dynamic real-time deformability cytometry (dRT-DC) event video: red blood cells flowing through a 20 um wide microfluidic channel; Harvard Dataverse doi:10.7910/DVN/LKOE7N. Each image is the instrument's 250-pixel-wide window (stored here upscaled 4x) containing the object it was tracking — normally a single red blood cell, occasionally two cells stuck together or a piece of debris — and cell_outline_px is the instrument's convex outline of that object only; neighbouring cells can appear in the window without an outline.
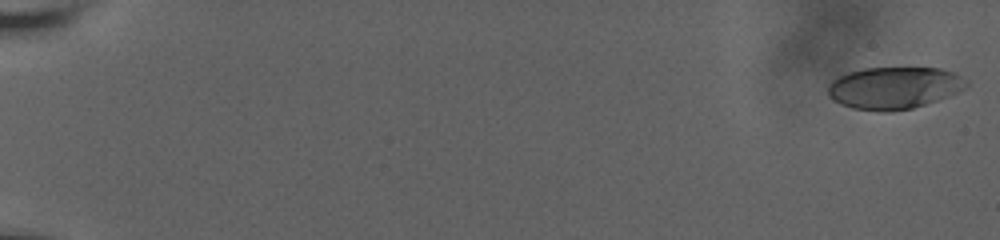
{"species": "human", "species_latin": "Homo sapiens", "temperature_condition": "room temperature", "stored_images_in_passage": 19, "camera_frame_rate_fps": 3000, "um_per_image_px": 0.085, "donor": {"sex": "male"}, "frame": {"image": 1, "passage_image": 1, "time_ms": 0.0, "image_size_px": [1000, 240], "cell_outline_px": [[968, 84], [964, 88], [948, 96], [912, 108], [888, 112], [880, 112], [852, 108], [840, 104], [828, 96], [828, 84], [832, 80], [848, 72], [864, 68], [940, 68], [952, 72], [968, 80]], "centroid_in_image_um": [75.96, 7.47], "position_along_channel_um": 9.0, "area_um2": 33.87}}
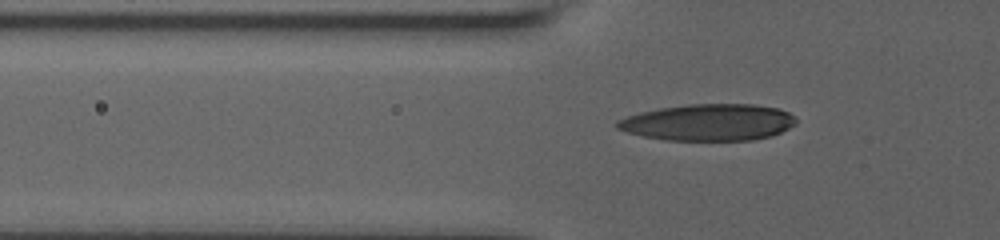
{"frame": {"image": 2, "passage_image": 17, "time_ms": 7.333, "image_size_px": [1000, 240], "cell_outline_px": [[796, 124], [772, 136], [752, 140], [664, 140], [644, 136], [628, 132], [616, 128], [616, 120], [640, 112], [660, 108], [688, 104], [756, 104], [780, 108], [796, 116]], "centroid_in_image_um": [60.26, 10.39], "position_along_channel_um": 65.5, "area_um2": 38.32}}
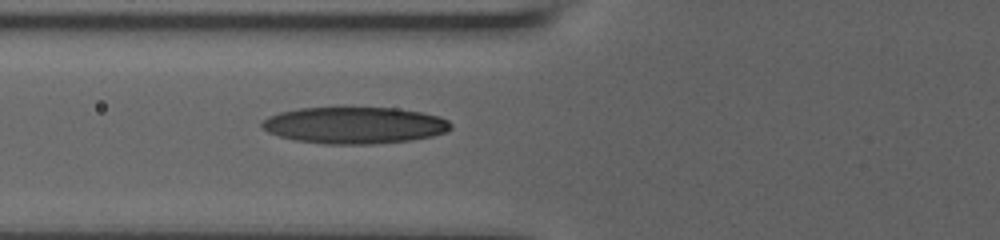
{"frame": {"image": 3, "passage_image": 19, "time_ms": 8.333, "image_size_px": [1000, 240], "cell_outline_px": [[452, 128], [448, 132], [432, 136], [408, 140], [372, 144], [324, 144], [292, 140], [268, 132], [260, 124], [268, 116], [280, 112], [300, 108], [396, 108], [424, 112], [440, 116], [448, 120], [452, 124]], "centroid_in_image_um": [30.16, 10.65], "position_along_channel_um": 95.6, "area_um2": 40.46}}